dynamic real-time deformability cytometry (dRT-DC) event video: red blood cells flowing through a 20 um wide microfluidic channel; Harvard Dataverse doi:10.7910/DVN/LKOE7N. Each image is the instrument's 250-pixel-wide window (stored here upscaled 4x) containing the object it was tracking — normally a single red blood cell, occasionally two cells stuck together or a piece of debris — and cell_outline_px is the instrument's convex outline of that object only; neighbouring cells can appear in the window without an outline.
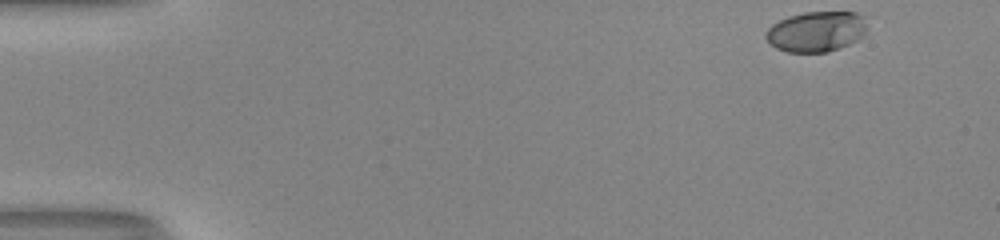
{"species": "human", "species_latin": "Homo sapiens", "temperature_condition": "room temperature", "stored_images_in_passage": 43, "camera_frame_rate_fps": 3000, "um_per_image_px": 0.085, "donor": {"sex": "male"}, "frame": {"image": 1, "passage_image": 1, "time_ms": 0.0, "image_size_px": [1000, 240], "cell_outline_px": [[864, 32], [856, 40], [840, 48], [828, 52], [788, 52], [776, 48], [764, 36], [768, 28], [772, 24], [788, 16], [804, 12], [856, 12], [860, 16], [864, 24]], "centroid_in_image_um": [69.32, 2.68], "position_along_channel_um": 15.7, "area_um2": 23.41}}
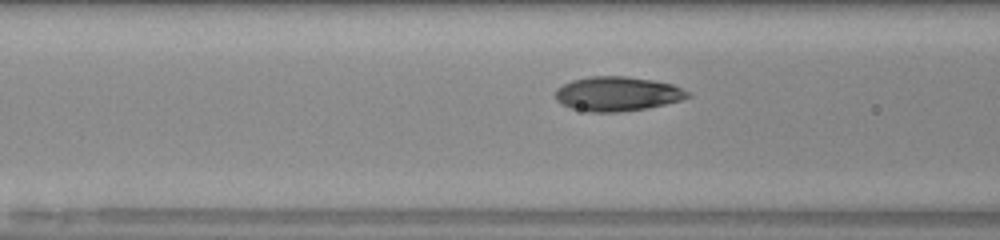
{"frame": {"image": 2, "passage_image": 19, "time_ms": 6.0, "image_size_px": [1000, 240], "cell_outline_px": [[692, 96], [680, 100], [648, 108], [616, 112], [588, 112], [572, 108], [556, 100], [556, 88], [572, 80], [588, 76], [624, 76], [652, 80], [672, 84], [688, 92]], "centroid_in_image_um": [52.46, 7.97], "position_along_channel_um": 114.1, "area_um2": 26.36}}
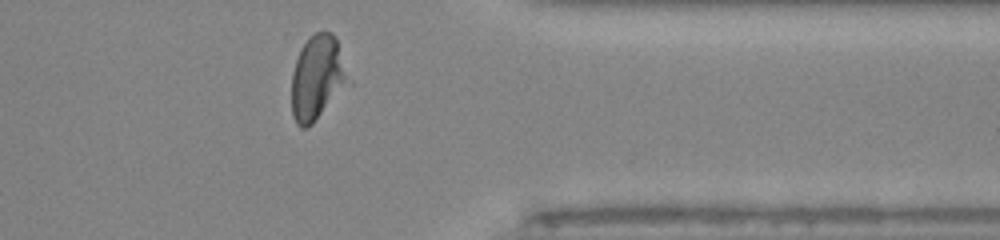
{"frame": {"image": 3, "passage_image": 40, "time_ms": 13.0, "image_size_px": [1000, 240], "cell_outline_px": [[344, 80], [312, 124], [304, 128], [300, 128], [296, 124], [292, 116], [292, 72], [300, 48], [308, 36], [316, 32], [332, 32], [336, 36], [344, 76]], "centroid_in_image_um": [26.81, 6.55], "position_along_channel_um": 384.6, "area_um2": 25.89}, "authors_computed_cell_mechanics": {"area_um2": 25.8366, "velocity_mm_per_s": 4.0038, "shape_relaxation_time_tau1_ms": 3.8376, "shape_relaxation_time_tau2_ms": 0.8738, "deformation_change_tau1": 0.185, "deformation_change_tau2": 0.0626}}